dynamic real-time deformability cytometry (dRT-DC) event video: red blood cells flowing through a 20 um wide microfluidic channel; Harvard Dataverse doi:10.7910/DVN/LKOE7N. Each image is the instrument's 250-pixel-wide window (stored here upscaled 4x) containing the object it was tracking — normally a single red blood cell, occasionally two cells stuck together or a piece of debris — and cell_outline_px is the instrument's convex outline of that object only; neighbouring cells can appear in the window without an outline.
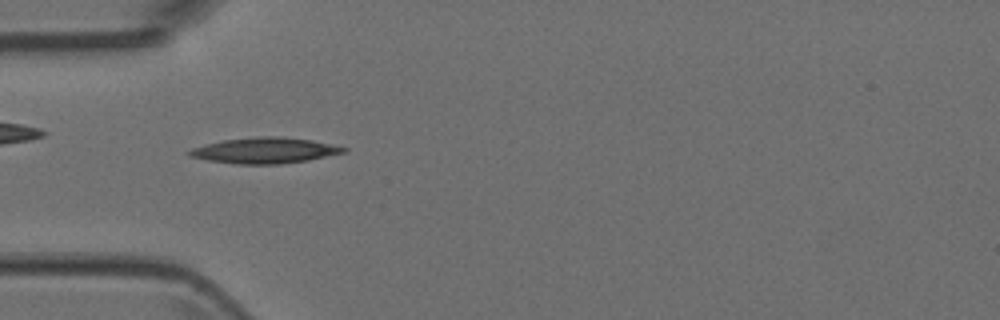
{"species": "Egyptian fruit bat (a non-hibernating species)", "species_latin": "Rousettus aegyptiacus", "temperature_condition": "room temperature", "stored_images_in_passage": 3, "camera_frame_rate_fps": 3000, "um_per_image_px": 0.085, "animal": {"sex": "female"}, "frame": {"image": 1, "passage_image": 1, "time_ms": 0.0, "image_size_px": [1000, 320], "cell_outline_px": [[348, 152], [308, 160], [280, 164], [236, 164], [208, 160], [188, 156], [184, 152], [192, 148], [204, 144], [224, 140], [260, 136], [276, 136], [312, 140], [332, 144], [348, 148]], "centroid_in_image_um": [22.5, 12.79], "position_along_channel_um": 62.5, "area_um2": 23.29}}
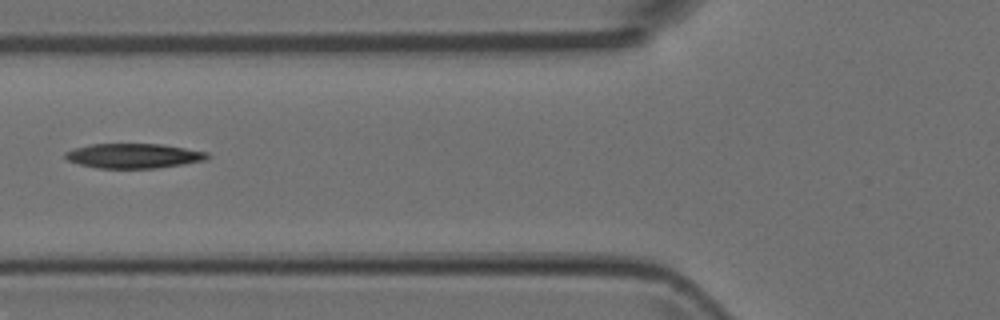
{"frame": {"image": 2, "passage_image": 2, "time_ms": 0.333, "image_size_px": [1000, 320], "cell_outline_px": [[208, 156], [204, 160], [156, 168], [96, 168], [80, 164], [68, 160], [64, 156], [64, 152], [76, 148], [92, 144], [164, 144], [208, 152]], "centroid_in_image_um": [11.34, 13.24], "position_along_channel_um": 114.5, "area_um2": 20.23}}
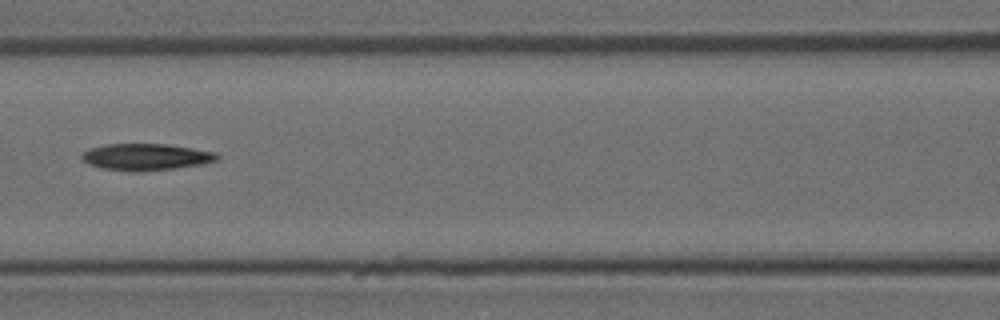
{"frame": {"image": 3, "passage_image": 3, "time_ms": 0.667, "image_size_px": [1000, 320], "cell_outline_px": [[220, 156], [216, 160], [200, 164], [176, 168], [136, 172], [104, 168], [88, 164], [80, 160], [80, 156], [84, 152], [92, 148], [104, 144], [168, 144], [216, 152]], "centroid_in_image_um": [12.39, 13.33], "position_along_channel_um": 154.2, "area_um2": 20.92}}